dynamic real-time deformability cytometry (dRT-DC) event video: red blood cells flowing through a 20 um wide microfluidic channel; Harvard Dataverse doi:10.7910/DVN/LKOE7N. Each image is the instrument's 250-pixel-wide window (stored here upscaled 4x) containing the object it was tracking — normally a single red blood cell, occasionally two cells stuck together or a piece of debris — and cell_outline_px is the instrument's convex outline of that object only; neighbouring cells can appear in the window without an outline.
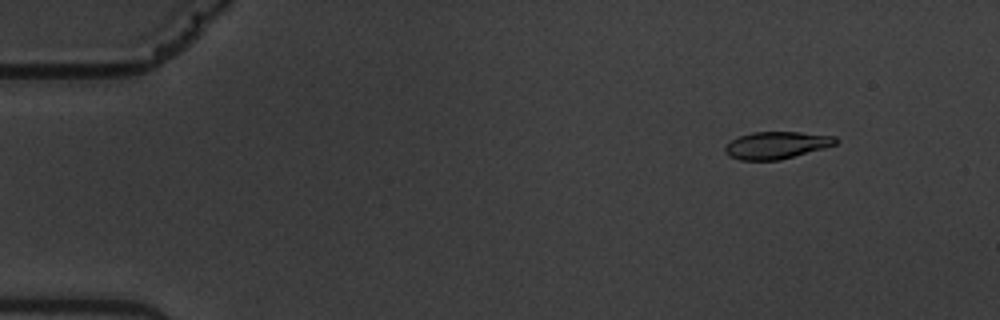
{"species": "common noctule bat (a hibernating species)", "species_latin": "Nyctalus noctula", "temperature_condition": "warm", "stored_images_in_passage": 14, "camera_frame_rate_fps": 3000, "um_per_image_px": 0.085, "animal": {"sex": "male", "body_mass_g": 19.5, "forearm_length_mm": 54.6}, "frame": {"image": 1, "passage_image": 2, "time_ms": 1.333, "image_size_px": [1000, 320], "cell_outline_px": [[840, 140], [836, 144], [824, 148], [780, 160], [740, 160], [728, 156], [724, 152], [724, 148], [732, 140], [740, 136], [752, 132], [800, 132], [836, 136]], "centroid_in_image_um": [66.02, 12.34], "position_along_channel_um": 19.0, "area_um2": 17.57}}
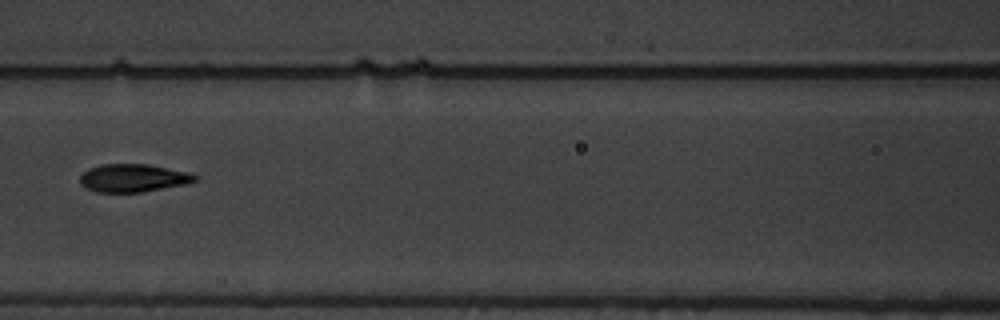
{"frame": {"image": 2, "passage_image": 7, "time_ms": 8.0, "image_size_px": [1000, 320], "cell_outline_px": [[200, 180], [184, 184], [144, 192], [96, 192], [84, 188], [80, 184], [80, 176], [88, 168], [100, 164], [148, 164], [192, 172], [200, 176]], "centroid_in_image_um": [11.36, 15.12], "position_along_channel_um": 155.2, "area_um2": 19.13}}
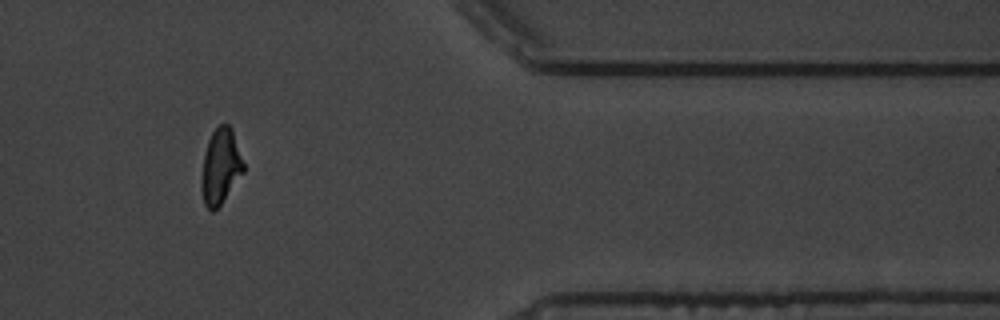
{"frame": {"image": 3, "passage_image": 13, "time_ms": 15.333, "image_size_px": [1000, 320], "cell_outline_px": [[244, 172], [220, 204], [212, 212], [204, 204], [200, 188], [200, 180], [204, 152], [208, 140], [212, 132], [220, 124], [228, 124], [232, 128], [244, 164]], "centroid_in_image_um": [18.72, 14.14], "position_along_channel_um": 392.7, "area_um2": 18.5}, "authors_computed_cell_mechanics": {"area_um2": 18.5827, "velocity_mm_per_s": 3.539, "shape_relaxation_time_tau1_ms": 3.792, "shape_relaxation_time_tau2_ms": 0.9338, "deformation_change_tau1": 0.1395, "deformation_change_tau2": 0.0432}}